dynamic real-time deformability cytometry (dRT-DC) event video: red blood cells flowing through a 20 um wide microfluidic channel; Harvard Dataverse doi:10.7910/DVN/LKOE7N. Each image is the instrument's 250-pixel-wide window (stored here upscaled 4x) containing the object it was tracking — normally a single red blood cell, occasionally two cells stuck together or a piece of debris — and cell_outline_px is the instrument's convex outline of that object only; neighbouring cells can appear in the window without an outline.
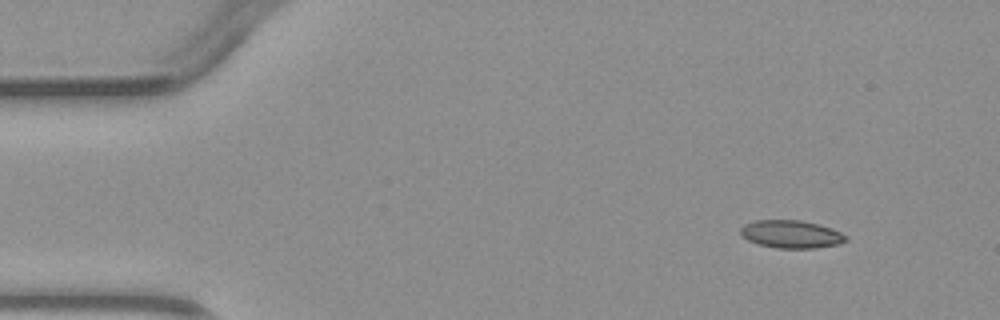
{"species": "common noctule bat (a hibernating species)", "species_latin": "Nyctalus noctula", "temperature_condition": "warm", "stored_images_in_passage": 3, "camera_frame_rate_fps": 3000, "um_per_image_px": 0.085, "animal": {"sex": "male", "body_mass_g": 23.1, "forearm_length_mm": 52.7}, "frame": {"image": 1, "passage_image": 1, "time_ms": 0.0, "image_size_px": [1000, 320], "cell_outline_px": [[848, 240], [836, 244], [816, 248], [776, 248], [760, 244], [748, 240], [740, 232], [740, 228], [744, 224], [756, 220], [800, 220], [820, 224], [832, 228], [848, 236]], "centroid_in_image_um": [67.27, 19.89], "position_along_channel_um": 17.7, "area_um2": 17.05}}